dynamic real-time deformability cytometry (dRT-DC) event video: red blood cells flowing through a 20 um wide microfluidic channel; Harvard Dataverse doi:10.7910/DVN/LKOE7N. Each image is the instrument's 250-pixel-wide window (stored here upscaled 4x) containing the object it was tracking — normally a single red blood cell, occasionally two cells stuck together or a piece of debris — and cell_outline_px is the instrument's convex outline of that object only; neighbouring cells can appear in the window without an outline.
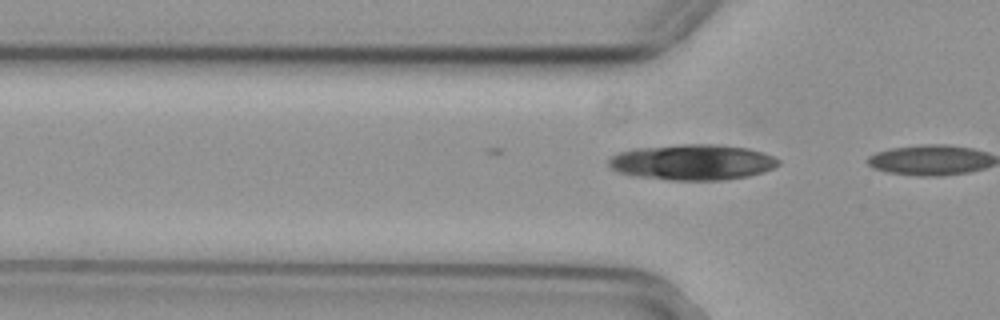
{"species": "common noctule bat (a hibernating species)", "species_latin": "Nyctalus noctula", "temperature_condition": "cold", "stored_images_in_passage": 2, "camera_frame_rate_fps": 3000, "um_per_image_px": 0.085, "animal": {"sex": "female", "body_mass_g": 29.2, "forearm_length_mm": 56.3}, "frame": {"image": 1, "passage_image": 2, "time_ms": 0.333, "image_size_px": [1000, 320], "cell_outline_px": [[780, 164], [772, 168], [748, 176], [724, 180], [668, 180], [632, 176], [616, 172], [608, 164], [608, 160], [612, 156], [620, 152], [636, 148], [680, 144], [716, 144], [748, 148], [764, 152], [780, 160]], "centroid_in_image_um": [58.84, 13.79], "position_along_channel_um": 67.0, "area_um2": 35.43}}